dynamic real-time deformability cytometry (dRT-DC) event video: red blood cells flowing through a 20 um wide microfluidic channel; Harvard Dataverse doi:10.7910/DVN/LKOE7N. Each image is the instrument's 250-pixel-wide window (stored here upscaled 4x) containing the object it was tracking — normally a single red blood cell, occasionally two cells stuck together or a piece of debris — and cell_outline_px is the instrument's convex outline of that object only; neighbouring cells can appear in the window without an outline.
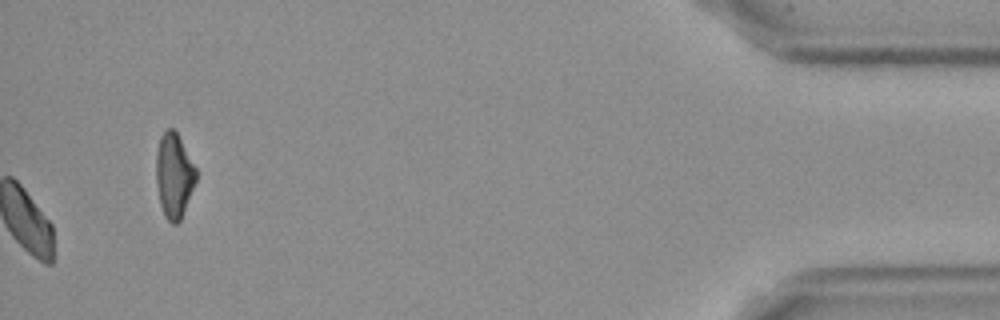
{"species": "Egyptian fruit bat (a non-hibernating species)", "species_latin": "Rousettus aegyptiacus", "temperature_condition": "cold", "stored_images_in_passage": 44, "camera_frame_rate_fps": 3000, "um_per_image_px": 0.085, "frame": {"image": 1, "passage_image": 44, "time_ms": 14.333, "image_size_px": [1000, 320], "cell_outline_px": [[196, 180], [180, 220], [176, 224], [172, 224], [164, 216], [160, 204], [156, 184], [156, 152], [160, 136], [168, 128], [172, 128], [176, 132], [196, 168]], "centroid_in_image_um": [14.76, 14.92], "position_along_channel_um": 420.4, "area_um2": 19.48}, "authors_computed_cell_mechanics": {"area_um2": 22.3686, "velocity_mm_per_s": 3.6175, "shape_relaxation_time_tau1_ms": 5.8152, "shape_relaxation_time_tau2_ms": 10.2302, "deformation_change_tau1": 0.105, "deformation_change_tau2": 0.1214}}